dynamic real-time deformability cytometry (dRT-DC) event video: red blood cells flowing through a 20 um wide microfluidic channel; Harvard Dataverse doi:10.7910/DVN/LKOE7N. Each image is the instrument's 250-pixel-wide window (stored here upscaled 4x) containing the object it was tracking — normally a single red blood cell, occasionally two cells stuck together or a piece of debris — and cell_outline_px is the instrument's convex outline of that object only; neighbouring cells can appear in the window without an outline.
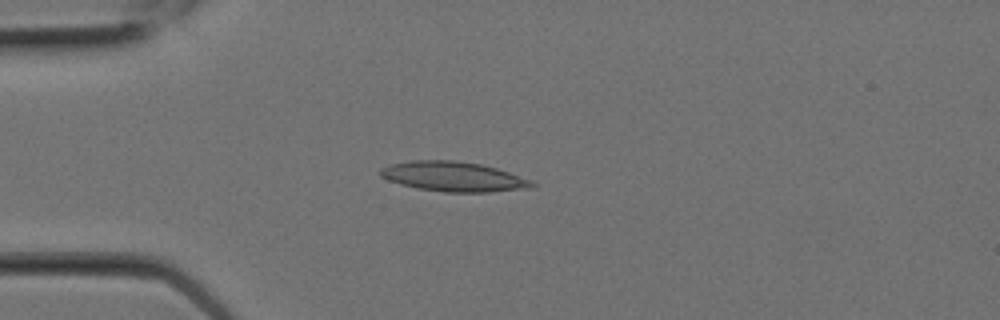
{"species": "Egyptian fruit bat (a non-hibernating species)", "species_latin": "Rousettus aegyptiacus", "temperature_condition": "room temperature", "stored_images_in_passage": 6, "camera_frame_rate_fps": 3000, "um_per_image_px": 0.085, "animal": {"sex": "female"}, "frame": {"image": 1, "passage_image": 4, "time_ms": 1.0, "image_size_px": [1000, 320], "cell_outline_px": [[536, 188], [488, 192], [444, 192], [416, 188], [400, 184], [388, 180], [380, 176], [380, 168], [392, 164], [412, 160], [452, 160], [480, 164], [496, 168], [532, 180], [536, 184]], "centroid_in_image_um": [38.57, 15.02], "position_along_channel_um": 46.4, "area_um2": 26.41}}
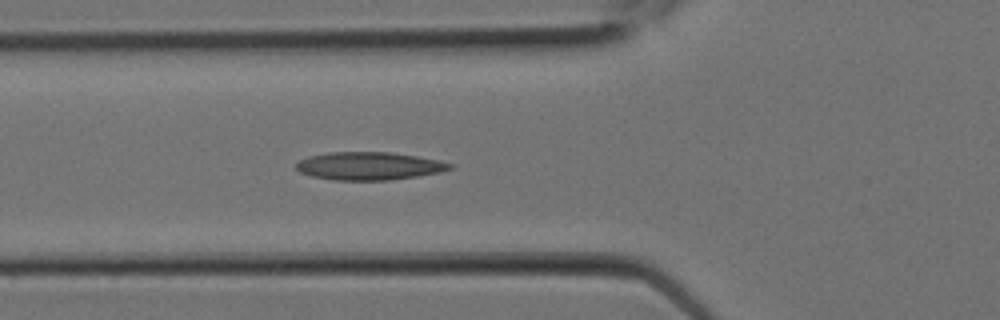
{"frame": {"image": 2, "passage_image": 6, "time_ms": 1.667, "image_size_px": [1000, 320], "cell_outline_px": [[456, 164], [452, 168], [440, 172], [416, 176], [388, 180], [332, 180], [312, 176], [300, 172], [296, 168], [296, 164], [300, 160], [308, 156], [328, 152], [388, 152], [416, 156], [440, 160]], "centroid_in_image_um": [31.38, 14.1], "position_along_channel_um": 94.4, "area_um2": 25.03}}